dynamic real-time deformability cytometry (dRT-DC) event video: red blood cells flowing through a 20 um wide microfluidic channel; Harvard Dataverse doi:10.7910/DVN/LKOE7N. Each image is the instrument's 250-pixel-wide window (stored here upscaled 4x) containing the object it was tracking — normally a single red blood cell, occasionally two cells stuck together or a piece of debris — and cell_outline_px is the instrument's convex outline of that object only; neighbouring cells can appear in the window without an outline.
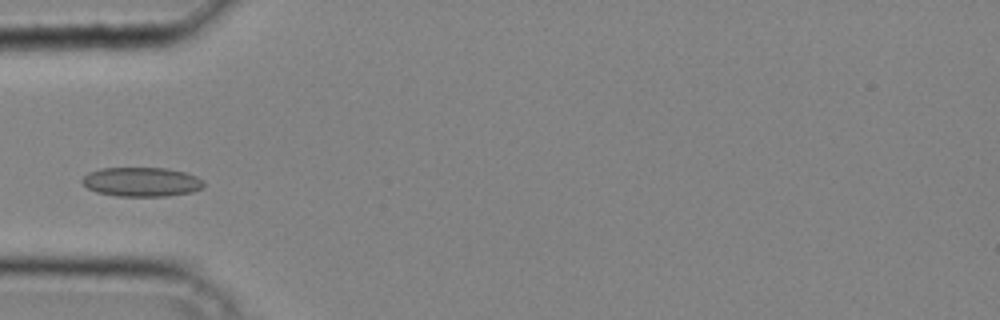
{"species": "common noctule bat (a hibernating species)", "species_latin": "Nyctalus noctula", "temperature_condition": "cold", "stored_images_in_passage": 28, "camera_frame_rate_fps": 3000, "um_per_image_px": 0.085, "animal": {"sex": "male", "body_mass_g": 20.4}, "frame": {"image": 1, "passage_image": 1, "time_ms": 0.0, "image_size_px": [1000, 320], "cell_outline_px": [[204, 184], [200, 188], [192, 192], [168, 196], [116, 196], [96, 192], [88, 188], [80, 180], [88, 172], [100, 168], [164, 168], [184, 172], [196, 176]], "centroid_in_image_um": [11.98, 15.46], "position_along_channel_um": 73.0, "area_um2": 20.63}}
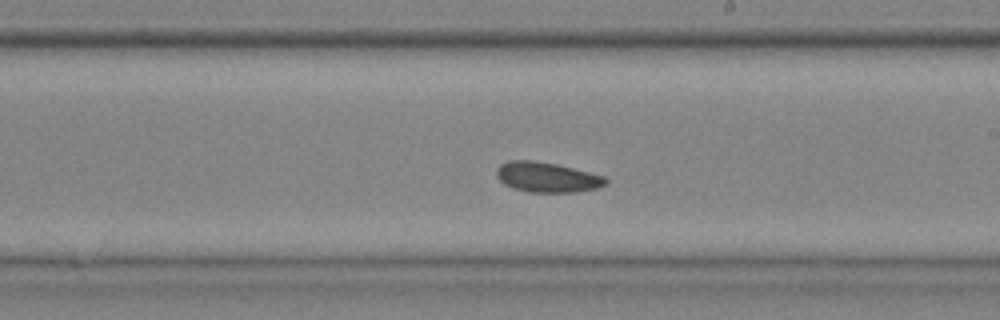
{"frame": {"image": 2, "passage_image": 12, "time_ms": 3.667, "image_size_px": [1000, 320], "cell_outline_px": [[608, 180], [604, 184], [596, 188], [576, 192], [528, 192], [512, 188], [504, 184], [496, 176], [496, 168], [500, 164], [508, 160], [532, 160], [556, 164], [604, 176]], "centroid_in_image_um": [46.44, 15.06], "position_along_channel_um": 242.6, "area_um2": 19.07}}
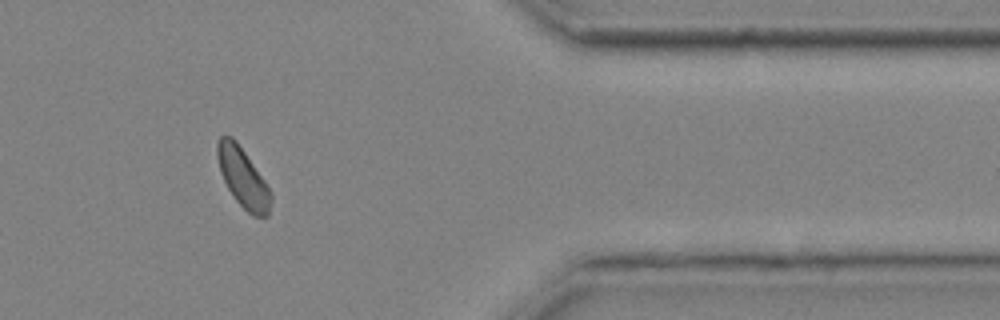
{"frame": {"image": 3, "passage_image": 23, "time_ms": 7.333, "image_size_px": [1000, 320], "cell_outline_px": [[272, 200], [268, 216], [252, 216], [236, 200], [228, 188], [220, 172], [216, 156], [216, 144], [220, 136], [232, 136], [236, 140], [264, 180], [272, 192]], "centroid_in_image_um": [20.64, 15.1], "position_along_channel_um": 390.8, "area_um2": 18.44}}